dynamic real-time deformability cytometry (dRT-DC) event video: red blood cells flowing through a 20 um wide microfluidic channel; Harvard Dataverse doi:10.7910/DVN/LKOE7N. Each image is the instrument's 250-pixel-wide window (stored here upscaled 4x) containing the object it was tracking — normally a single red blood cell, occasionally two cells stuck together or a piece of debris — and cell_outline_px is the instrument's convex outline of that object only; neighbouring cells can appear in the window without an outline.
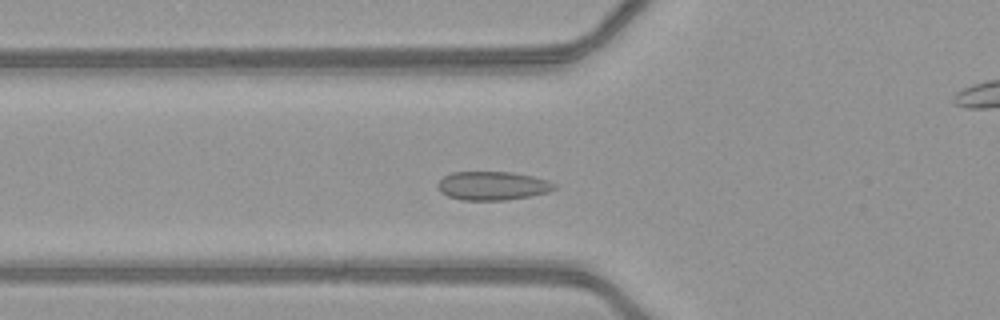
{"species": "common noctule bat (a hibernating species)", "species_latin": "Nyctalus noctula", "temperature_condition": "warm", "stored_images_in_passage": 49, "camera_frame_rate_fps": 3000, "um_per_image_px": 0.085, "animal": {"sex": "female", "body_mass_g": 21.9}, "frame": {"image": 1, "passage_image": 16, "time_ms": 5.0, "image_size_px": [1000, 320], "cell_outline_px": [[556, 188], [548, 192], [528, 196], [504, 200], [460, 200], [448, 196], [440, 192], [436, 184], [444, 176], [452, 172], [512, 172], [532, 176], [548, 180], [556, 184]], "centroid_in_image_um": [41.84, 15.79], "position_along_channel_um": 84.0, "area_um2": 19.48}}
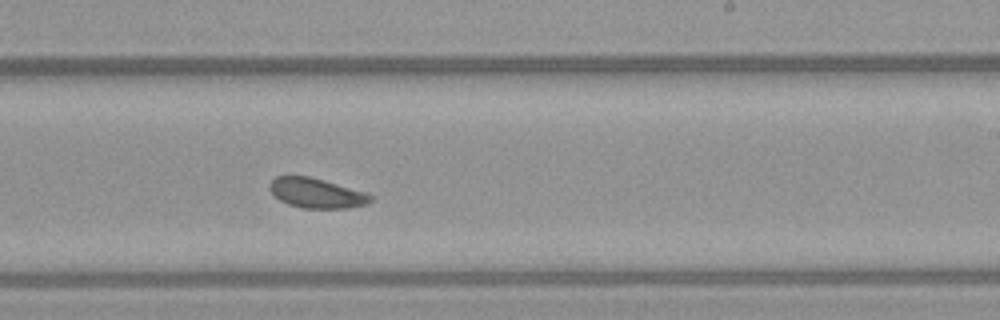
{"frame": {"image": 2, "passage_image": 29, "time_ms": 9.333, "image_size_px": [1000, 320], "cell_outline_px": [[372, 200], [368, 204], [348, 208], [300, 208], [288, 204], [280, 200], [268, 188], [268, 184], [276, 176], [308, 176], [324, 180], [368, 192], [372, 196]], "centroid_in_image_um": [26.92, 16.41], "position_along_channel_um": 262.1, "area_um2": 17.69}}
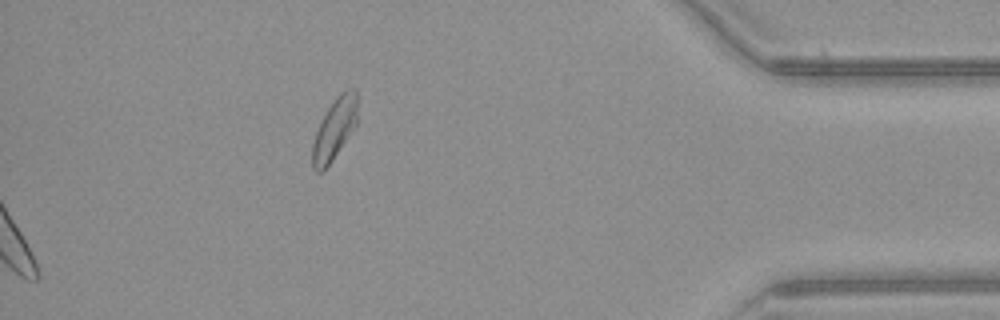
{"frame": {"image": 3, "passage_image": 49, "time_ms": 16.0, "image_size_px": [1000, 320], "cell_outline_px": [[356, 124], [324, 172], [316, 172], [312, 168], [312, 144], [316, 132], [328, 108], [336, 96], [344, 88], [356, 88]], "centroid_in_image_um": [28.41, 10.97], "position_along_channel_um": 406.8, "area_um2": 15.84}, "authors_computed_cell_mechanics": {"area_um2": 18.6116, "velocity_mm_per_s": 4.0992, "shape_relaxation_time_tau1_ms": 2.0085, "shape_relaxation_time_tau2_ms": null, "deformation_change_tau1": 0.0454, "deformation_change_tau2": null}}